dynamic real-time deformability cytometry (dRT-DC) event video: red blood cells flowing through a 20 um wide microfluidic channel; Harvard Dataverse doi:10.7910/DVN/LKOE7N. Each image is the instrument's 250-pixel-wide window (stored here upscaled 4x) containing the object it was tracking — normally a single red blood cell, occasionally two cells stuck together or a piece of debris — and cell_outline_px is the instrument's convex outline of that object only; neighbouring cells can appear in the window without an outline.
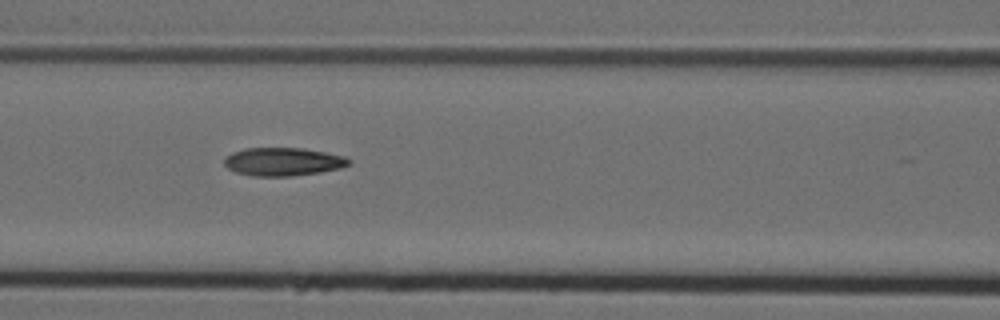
{"species": "Egyptian fruit bat (a non-hibernating species)", "species_latin": "Rousettus aegyptiacus", "temperature_condition": "cold", "stored_images_in_passage": 9, "camera_frame_rate_fps": 3000, "um_per_image_px": 0.085, "animal": {"sex": "female"}, "frame": {"image": 1, "passage_image": 8, "time_ms": 2.333, "image_size_px": [1000, 320], "cell_outline_px": [[352, 164], [340, 168], [320, 172], [292, 176], [252, 176], [236, 172], [228, 168], [224, 164], [224, 156], [232, 152], [244, 148], [300, 148], [324, 152], [344, 156], [352, 160]], "centroid_in_image_um": [24.05, 13.74], "position_along_channel_um": 142.6, "area_um2": 20.58}}
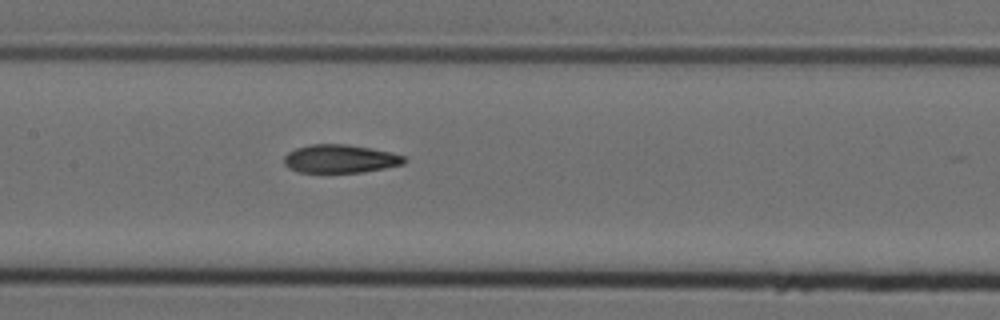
{"frame": {"image": 2, "passage_image": 9, "time_ms": 2.667, "image_size_px": [1000, 320], "cell_outline_px": [[408, 160], [404, 164], [364, 172], [300, 172], [288, 168], [284, 164], [284, 156], [288, 152], [296, 148], [312, 144], [348, 144], [372, 148], [392, 152], [404, 156]], "centroid_in_image_um": [28.94, 13.49], "position_along_channel_um": 178.5, "area_um2": 19.94}}